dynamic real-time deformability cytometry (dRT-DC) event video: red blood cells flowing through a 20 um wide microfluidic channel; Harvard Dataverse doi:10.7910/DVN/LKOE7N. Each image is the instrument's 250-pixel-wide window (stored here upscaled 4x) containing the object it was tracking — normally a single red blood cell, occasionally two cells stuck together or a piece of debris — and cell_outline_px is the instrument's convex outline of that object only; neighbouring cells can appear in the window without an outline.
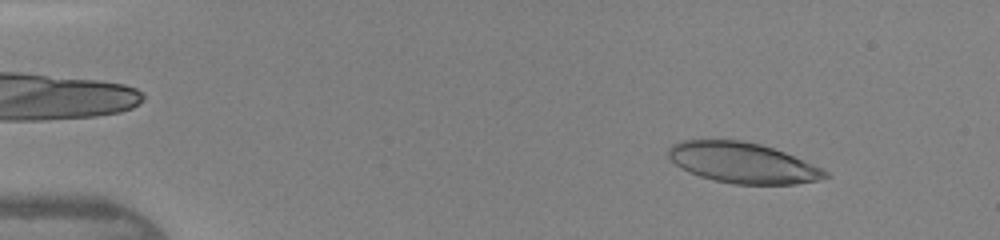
{"species": "human", "species_latin": "Homo sapiens", "temperature_condition": "warm", "stored_images_in_passage": 43, "camera_frame_rate_fps": 3000, "um_per_image_px": 0.085, "donor": {"sex": "female"}, "frame": {"image": 1, "passage_image": 5, "time_ms": 1.333, "image_size_px": [1000, 240], "cell_outline_px": [[832, 176], [816, 180], [796, 184], [736, 184], [716, 180], [700, 176], [688, 172], [680, 168], [668, 156], [668, 148], [672, 144], [680, 140], [740, 140], [760, 144], [784, 152], [824, 168]], "centroid_in_image_um": [63.14, 13.83], "position_along_channel_um": 21.9, "area_um2": 36.99}}
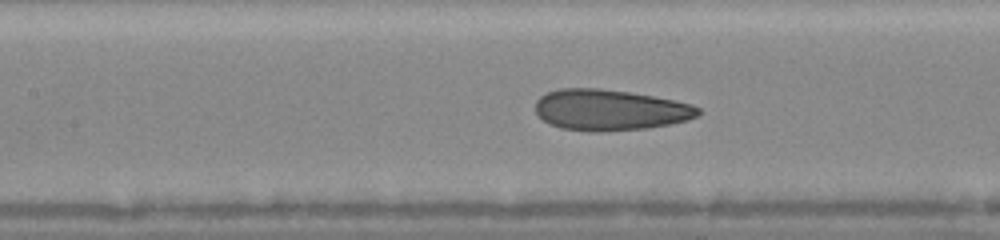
{"frame": {"image": 2, "passage_image": 20, "time_ms": 6.333, "image_size_px": [1000, 240], "cell_outline_px": [[700, 112], [696, 116], [688, 120], [648, 128], [600, 132], [588, 132], [560, 128], [544, 120], [536, 112], [536, 100], [540, 96], [548, 92], [560, 88], [600, 88], [628, 92], [652, 96], [692, 104], [700, 108]], "centroid_in_image_um": [51.83, 9.35], "position_along_channel_um": 155.6, "area_um2": 38.78}}
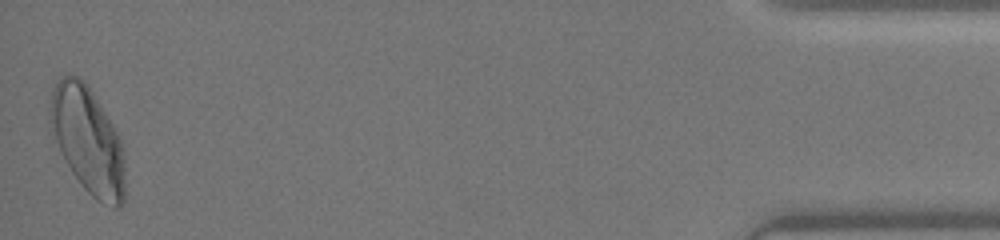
{"frame": {"image": 3, "passage_image": 43, "time_ms": 14.0, "image_size_px": [1000, 240], "cell_outline_px": [[124, 204], [120, 208], [116, 208], [104, 204], [96, 200], [84, 188], [72, 172], [56, 140], [48, 120], [48, 112], [52, 88], [56, 80], [60, 76], [68, 72], [84, 80], [88, 84], [112, 124], [120, 140], [124, 156]], "centroid_in_image_um": [7.44, 11.88], "position_along_channel_um": 427.8, "area_um2": 46.53}}